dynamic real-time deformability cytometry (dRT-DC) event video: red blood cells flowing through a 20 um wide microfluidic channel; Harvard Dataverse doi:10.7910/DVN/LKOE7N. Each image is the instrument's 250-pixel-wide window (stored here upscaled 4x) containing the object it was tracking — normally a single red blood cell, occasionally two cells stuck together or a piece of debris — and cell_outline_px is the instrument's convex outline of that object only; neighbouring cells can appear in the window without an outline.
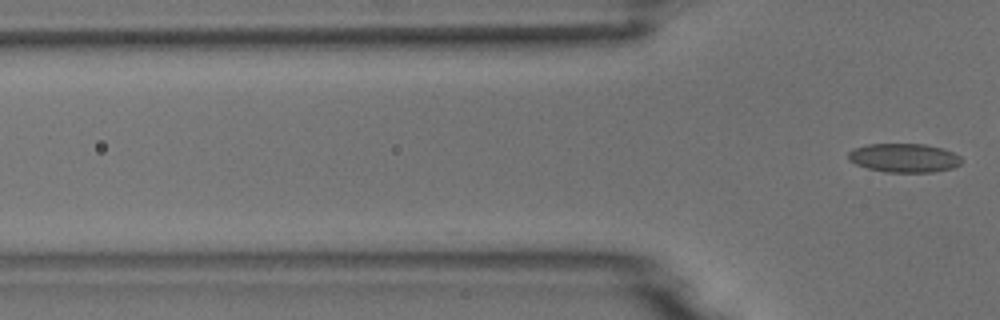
{"species": "common noctule bat (a hibernating species)", "species_latin": "Nyctalus noctula", "temperature_condition": "room temperature", "stored_images_in_passage": 4, "camera_frame_rate_fps": 3000, "um_per_image_px": 0.085, "animal": {"sex": "male", "body_mass_g": 18.8}, "frame": {"image": 1, "passage_image": 4, "time_ms": 3.667, "image_size_px": [1000, 320], "cell_outline_px": [[960, 164], [952, 168], [932, 172], [884, 172], [868, 168], [856, 164], [848, 160], [848, 152], [852, 148], [868, 144], [924, 144], [944, 148], [960, 156]], "centroid_in_image_um": [76.81, 13.41], "position_along_channel_um": 49.0, "area_um2": 19.07}}